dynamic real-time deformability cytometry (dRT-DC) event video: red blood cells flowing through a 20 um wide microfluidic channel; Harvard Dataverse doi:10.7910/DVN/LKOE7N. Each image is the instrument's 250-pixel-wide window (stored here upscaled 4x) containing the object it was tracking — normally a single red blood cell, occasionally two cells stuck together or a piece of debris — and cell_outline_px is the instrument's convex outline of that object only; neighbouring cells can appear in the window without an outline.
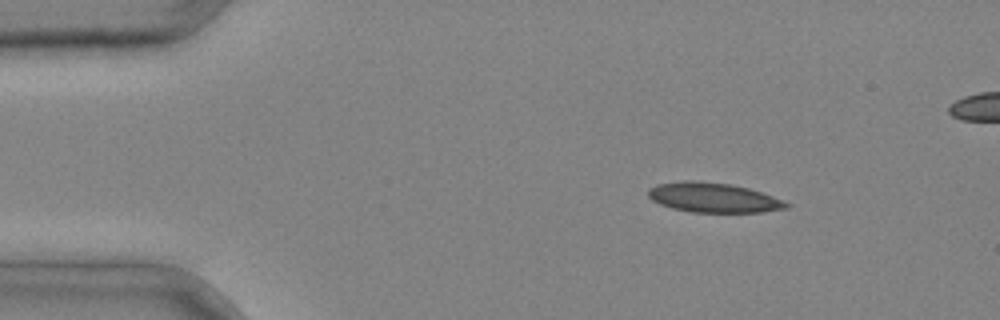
{"species": "common noctule bat (a hibernating species)", "species_latin": "Nyctalus noctula", "temperature_condition": "cold", "stored_images_in_passage": 3, "camera_frame_rate_fps": 3000, "um_per_image_px": 0.085, "animal": {"sex": "male", "body_mass_g": 20.4}, "frame": {"image": 1, "passage_image": 1, "time_ms": 0.0, "image_size_px": [1000, 320], "cell_outline_px": [[792, 204], [788, 208], [760, 212], [692, 212], [672, 208], [660, 204], [652, 200], [648, 196], [648, 188], [656, 184], [680, 180], [692, 180], [728, 184], [748, 188], [772, 196]], "centroid_in_image_um": [60.6, 16.79], "position_along_channel_um": 24.4, "area_um2": 23.87}}